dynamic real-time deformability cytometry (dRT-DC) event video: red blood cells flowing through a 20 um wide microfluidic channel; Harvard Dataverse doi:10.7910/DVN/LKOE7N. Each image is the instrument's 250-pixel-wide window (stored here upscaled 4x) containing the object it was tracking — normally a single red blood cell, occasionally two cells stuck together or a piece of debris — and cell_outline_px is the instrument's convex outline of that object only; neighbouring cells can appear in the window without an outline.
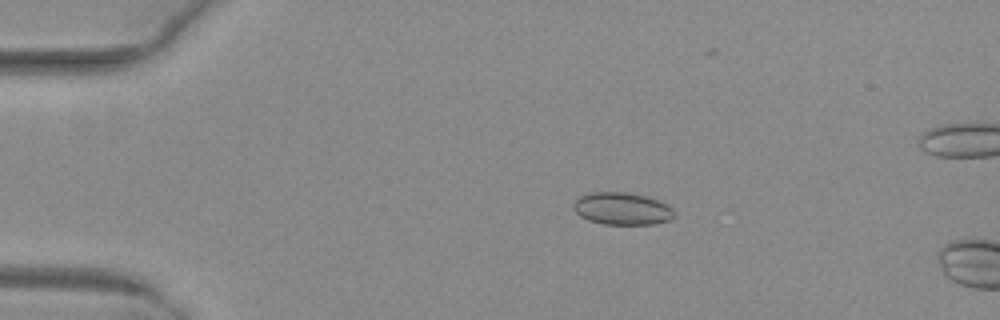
{"species": "common noctule bat (a hibernating species)", "species_latin": "Nyctalus noctula", "temperature_condition": "warm", "stored_images_in_passage": 15, "camera_frame_rate_fps": 3000, "um_per_image_px": 0.085, "animal": {"sex": "female", "body_mass_g": 29.2, "forearm_length_mm": 56.3}, "frame": {"image": 1, "passage_image": 11, "time_ms": 3.333, "image_size_px": [1000, 320], "cell_outline_px": [[676, 216], [672, 220], [652, 224], [604, 224], [588, 220], [580, 216], [576, 212], [572, 204], [580, 196], [592, 192], [624, 192], [644, 196], [668, 204], [676, 212]], "centroid_in_image_um": [52.91, 17.74], "position_along_channel_um": 32.1, "area_um2": 19.02}}